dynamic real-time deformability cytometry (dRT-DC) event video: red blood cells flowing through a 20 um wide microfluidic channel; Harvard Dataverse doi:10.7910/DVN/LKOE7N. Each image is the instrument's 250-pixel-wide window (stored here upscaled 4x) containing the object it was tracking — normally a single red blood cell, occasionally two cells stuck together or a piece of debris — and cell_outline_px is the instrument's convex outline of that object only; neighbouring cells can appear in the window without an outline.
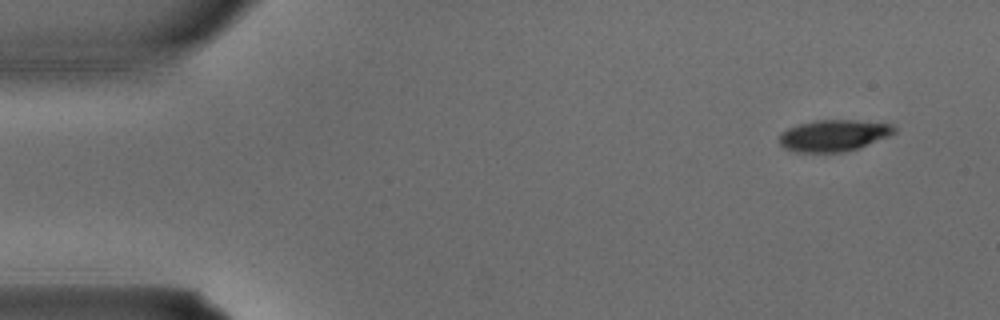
{"species": "common noctule bat (a hibernating species)", "species_latin": "Nyctalus noctula", "temperature_condition": "warm", "stored_images_in_passage": 3, "camera_frame_rate_fps": 3000, "um_per_image_px": 0.085, "animal": {"sex": "male", "body_mass_g": 15.6}, "frame": {"image": 1, "passage_image": 1, "time_ms": 0.0, "image_size_px": [1000, 320], "cell_outline_px": [[896, 132], [888, 136], [856, 148], [844, 152], [796, 152], [784, 148], [780, 144], [780, 132], [788, 128], [800, 124], [816, 120], [856, 120], [892, 124], [896, 128]], "centroid_in_image_um": [70.84, 11.51], "position_along_channel_um": 14.2, "area_um2": 20.92}}
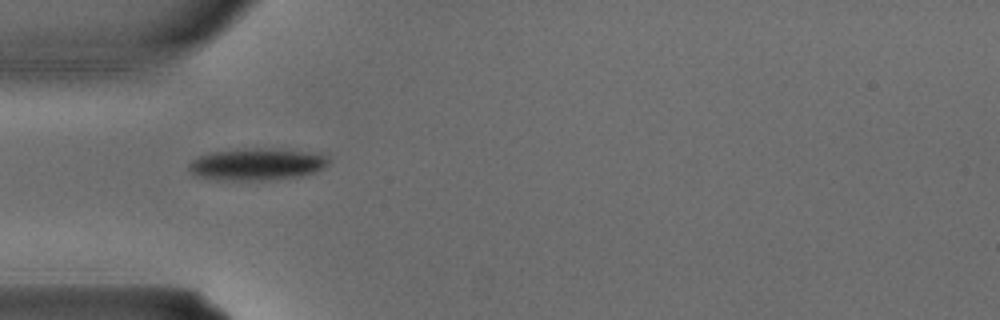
{"frame": {"image": 2, "passage_image": 3, "time_ms": 0.667, "image_size_px": [1000, 320], "cell_outline_px": [[328, 164], [324, 168], [316, 172], [304, 176], [276, 180], [220, 180], [196, 176], [188, 168], [188, 164], [192, 160], [200, 156], [212, 152], [256, 148], [324, 152], [328, 156]], "centroid_in_image_um": [21.93, 13.97], "position_along_channel_um": 63.1, "area_um2": 26.36}}